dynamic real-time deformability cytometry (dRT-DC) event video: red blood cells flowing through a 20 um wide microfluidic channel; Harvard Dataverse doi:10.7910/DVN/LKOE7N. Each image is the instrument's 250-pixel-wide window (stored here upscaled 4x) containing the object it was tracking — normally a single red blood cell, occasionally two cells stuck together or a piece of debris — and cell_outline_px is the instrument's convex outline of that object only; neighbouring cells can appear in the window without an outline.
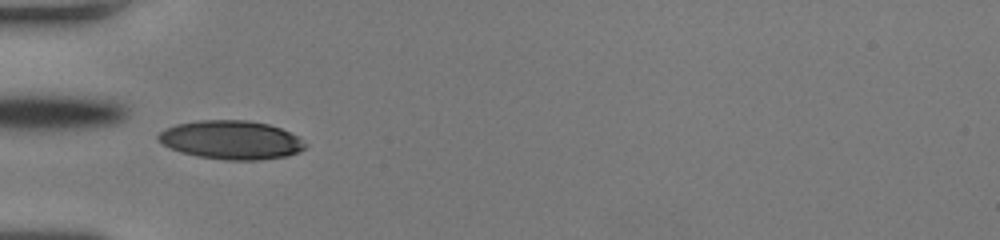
{"species": "human", "species_latin": "Homo sapiens", "temperature_condition": "room temperature", "stored_images_in_passage": 27, "camera_frame_rate_fps": 3000, "um_per_image_px": 0.085, "donor": {"sex": "female"}, "frame": {"image": 1, "passage_image": 3, "time_ms": 0.667, "image_size_px": [1000, 240], "cell_outline_px": [[308, 144], [300, 152], [288, 156], [260, 160], [224, 160], [196, 156], [180, 152], [156, 140], [156, 136], [160, 132], [176, 124], [196, 120], [248, 120], [268, 124], [280, 128], [296, 136]], "centroid_in_image_um": [19.65, 11.9], "position_along_channel_um": 65.3, "area_um2": 33.23}}
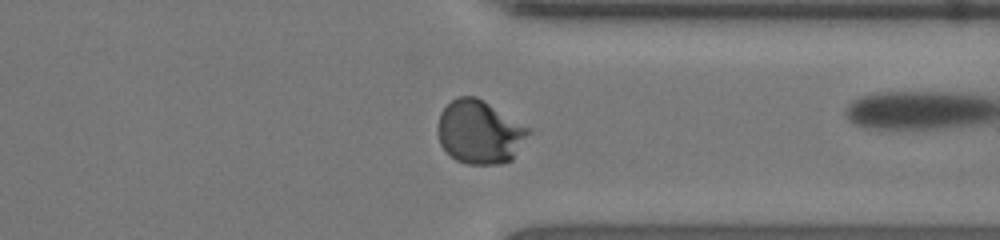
{"frame": {"image": 2, "passage_image": 26, "time_ms": 8.333, "image_size_px": [1000, 240], "cell_outline_px": [[532, 132], [512, 160], [500, 164], [468, 164], [456, 160], [440, 144], [436, 132], [436, 128], [440, 112], [456, 96], [476, 96], [484, 100], [528, 128]], "centroid_in_image_um": [40.75, 11.23], "position_along_channel_um": 370.6, "area_um2": 33.64}}